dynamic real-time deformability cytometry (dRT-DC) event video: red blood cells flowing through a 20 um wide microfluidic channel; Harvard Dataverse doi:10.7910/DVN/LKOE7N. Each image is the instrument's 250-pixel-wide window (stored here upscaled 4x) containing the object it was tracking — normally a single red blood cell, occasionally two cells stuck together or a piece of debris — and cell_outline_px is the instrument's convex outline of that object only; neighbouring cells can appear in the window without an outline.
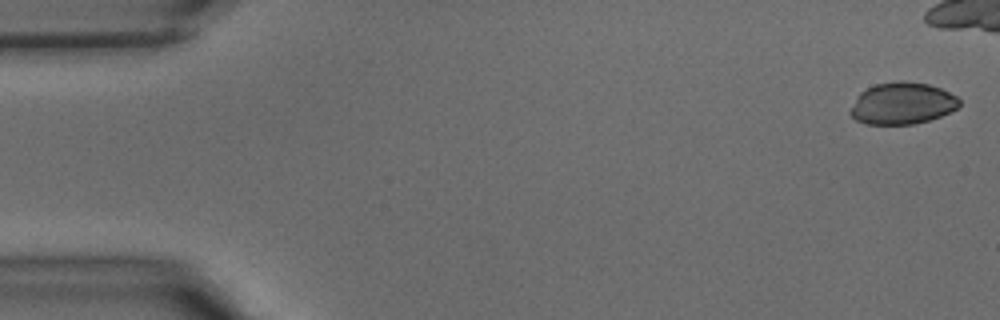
{"species": "common noctule bat (a hibernating species)", "species_latin": "Nyctalus noctula", "temperature_condition": "warm", "stored_images_in_passage": 6, "camera_frame_rate_fps": 3000, "um_per_image_px": 0.085, "animal": {"sex": "male", "body_mass_g": 15.6}, "frame": {"image": 1, "passage_image": 1, "time_ms": 0.0, "image_size_px": [1000, 320], "cell_outline_px": [[960, 104], [956, 108], [940, 116], [928, 120], [912, 124], [864, 124], [856, 120], [848, 112], [856, 96], [860, 92], [876, 84], [900, 80], [904, 80], [928, 84], [940, 88], [956, 96], [960, 100]], "centroid_in_image_um": [76.65, 8.78], "position_along_channel_um": 8.4, "area_um2": 26.53}}